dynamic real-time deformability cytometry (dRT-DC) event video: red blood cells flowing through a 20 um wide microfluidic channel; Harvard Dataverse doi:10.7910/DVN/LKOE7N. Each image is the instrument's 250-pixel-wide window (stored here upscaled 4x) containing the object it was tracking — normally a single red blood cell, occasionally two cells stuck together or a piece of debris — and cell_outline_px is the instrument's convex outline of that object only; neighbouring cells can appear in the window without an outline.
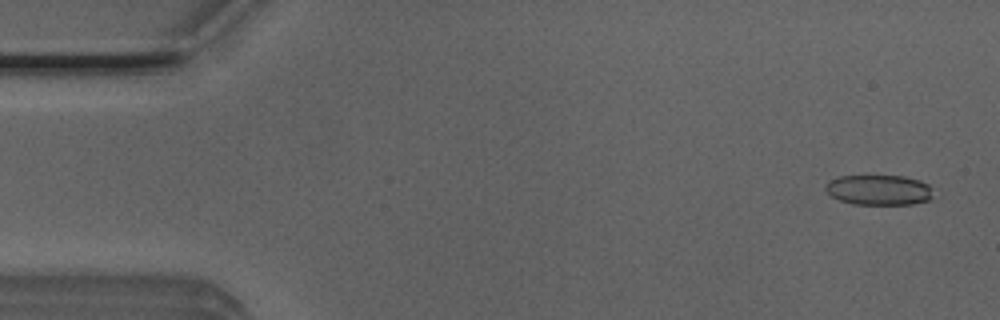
{"species": "Egyptian fruit bat (a non-hibernating species)", "species_latin": "Rousettus aegyptiacus", "temperature_condition": "room temperature", "stored_images_in_passage": 5, "segment_of_instrument_passage": [2, 2], "camera_frame_rate_fps": 3000, "um_per_image_px": 0.085, "animal": {"sex": "male"}, "frame": {"image": 1, "passage_image": 5, "time_ms": 1.333, "image_size_px": [1000, 320], "cell_outline_px": [[932, 196], [928, 200], [912, 204], [852, 204], [840, 200], [832, 196], [824, 188], [828, 180], [840, 176], [904, 176], [920, 180], [928, 184], [932, 188]], "centroid_in_image_um": [74.7, 16.14], "position_along_channel_um": 10.3, "area_um2": 18.96}}